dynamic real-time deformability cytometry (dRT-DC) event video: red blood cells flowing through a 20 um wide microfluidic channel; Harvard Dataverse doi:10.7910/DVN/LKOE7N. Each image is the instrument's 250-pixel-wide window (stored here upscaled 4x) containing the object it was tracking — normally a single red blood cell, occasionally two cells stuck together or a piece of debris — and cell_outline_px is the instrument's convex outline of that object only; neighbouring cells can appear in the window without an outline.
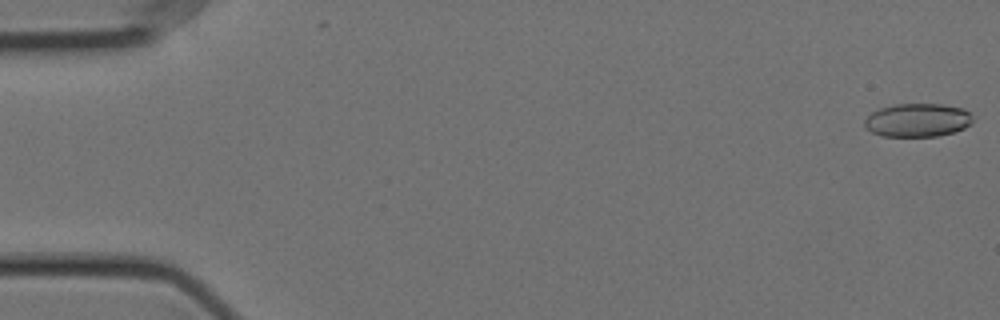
{"species": "Egyptian fruit bat (a non-hibernating species)", "species_latin": "Rousettus aegyptiacus", "temperature_condition": "cold", "stored_images_in_passage": 57, "camera_frame_rate_fps": 3000, "um_per_image_px": 0.085, "animal": {"sex": "female"}, "frame": {"image": 1, "passage_image": 1, "time_ms": 0.0, "image_size_px": [1000, 320], "cell_outline_px": [[972, 124], [956, 132], [936, 136], [880, 136], [864, 128], [864, 120], [872, 112], [880, 108], [896, 104], [944, 104], [964, 108], [972, 116]], "centroid_in_image_um": [78.0, 10.21], "position_along_channel_um": 7.0, "area_um2": 21.27}}
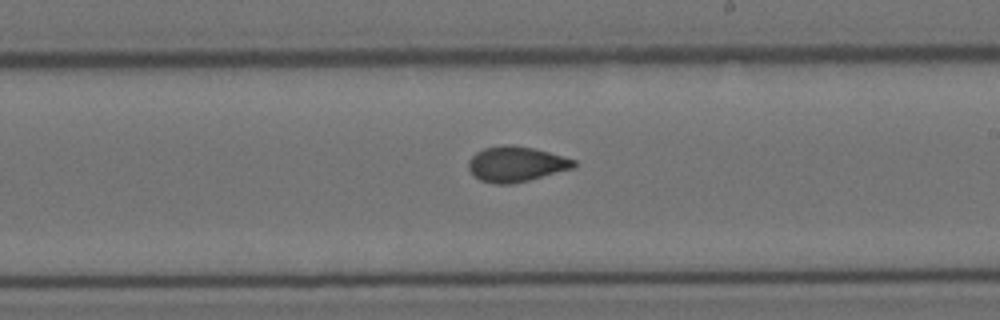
{"frame": {"image": 2, "passage_image": 33, "time_ms": 10.667, "image_size_px": [1000, 320], "cell_outline_px": [[576, 164], [572, 168], [528, 180], [512, 184], [496, 184], [480, 180], [468, 168], [468, 160], [476, 152], [484, 148], [504, 144], [512, 144], [532, 148], [548, 152], [576, 160]], "centroid_in_image_um": [43.83, 13.94], "position_along_channel_um": 245.2, "area_um2": 21.44}}
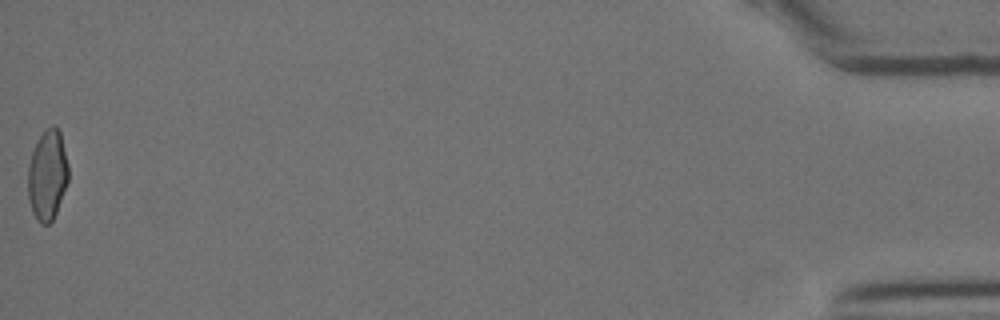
{"frame": {"image": 3, "passage_image": 57, "time_ms": 18.667, "image_size_px": [1000, 320], "cell_outline_px": [[68, 180], [56, 212], [52, 220], [48, 224], [40, 224], [36, 220], [32, 212], [28, 200], [28, 164], [36, 140], [52, 124], [56, 124], [60, 132], [68, 164]], "centroid_in_image_um": [4.01, 14.88], "position_along_channel_um": 431.2, "area_um2": 21.33}, "authors_computed_cell_mechanics": {"area_um2": 21.5016, "velocity_mm_per_s": 3.5631, "shape_relaxation_time_tau1_ms": 10.0793, "shape_relaxation_time_tau2_ms": 1.9808, "deformation_change_tau1": 0.1871, "deformation_change_tau2": 0.0607}}